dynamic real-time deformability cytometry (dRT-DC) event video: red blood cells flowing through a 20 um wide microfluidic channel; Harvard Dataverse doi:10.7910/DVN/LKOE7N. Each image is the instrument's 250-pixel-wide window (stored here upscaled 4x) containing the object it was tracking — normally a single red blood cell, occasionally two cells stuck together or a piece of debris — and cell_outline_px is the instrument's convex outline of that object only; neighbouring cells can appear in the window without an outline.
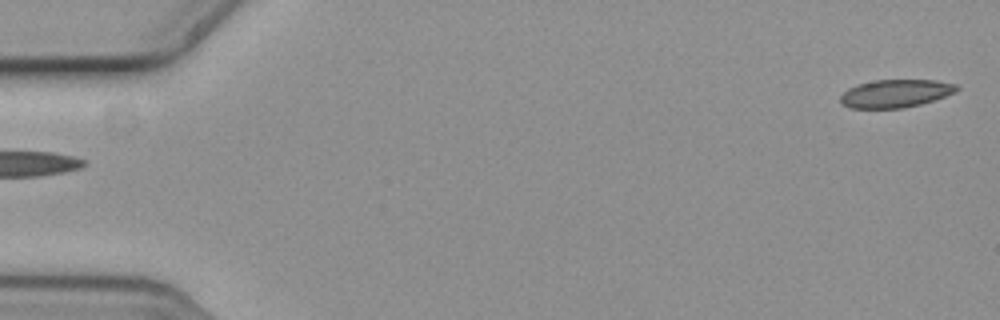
{"species": "common noctule bat (a hibernating species)", "species_latin": "Nyctalus noctula", "temperature_condition": "cold", "stored_images_in_passage": 3, "segment_of_instrument_passage": [2, 2], "camera_frame_rate_fps": 3000, "um_per_image_px": 0.085, "animal": {"sex": "female", "body_mass_g": 19.3, "forearm_length_mm": 54.1}, "frame": {"image": 1, "passage_image": 3, "time_ms": 0.667, "image_size_px": [1000, 320], "cell_outline_px": [[960, 88], [956, 92], [920, 104], [904, 108], [848, 108], [840, 104], [840, 96], [848, 88], [856, 84], [872, 80], [936, 80], [956, 84]], "centroid_in_image_um": [76.08, 7.94], "position_along_channel_um": 8.9, "area_um2": 19.07}}